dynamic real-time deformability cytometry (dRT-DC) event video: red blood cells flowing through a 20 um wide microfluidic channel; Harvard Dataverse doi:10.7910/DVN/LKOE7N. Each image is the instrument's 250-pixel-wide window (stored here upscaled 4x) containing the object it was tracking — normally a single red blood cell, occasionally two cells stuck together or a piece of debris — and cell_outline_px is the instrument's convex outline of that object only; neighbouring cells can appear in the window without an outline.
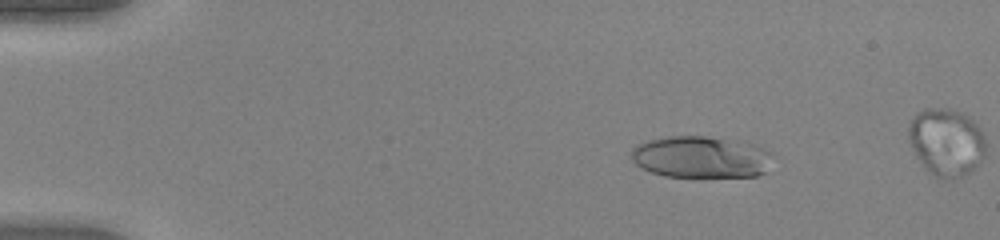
{"species": "human", "species_latin": "Homo sapiens", "temperature_condition": "warm", "stored_images_in_passage": 51, "camera_frame_rate_fps": 3000, "um_per_image_px": 0.085, "donor": {"sex": "female"}, "frame": {"image": 1, "passage_image": 9, "time_ms": 2.667, "image_size_px": [1000, 240], "cell_outline_px": [[772, 156], [764, 172], [756, 176], [664, 176], [640, 168], [632, 160], [632, 148], [636, 144], [648, 140], [668, 136], [704, 136], [752, 144], [764, 148], [772, 152]], "centroid_in_image_um": [59.53, 13.34], "position_along_channel_um": 25.5, "area_um2": 34.1}}
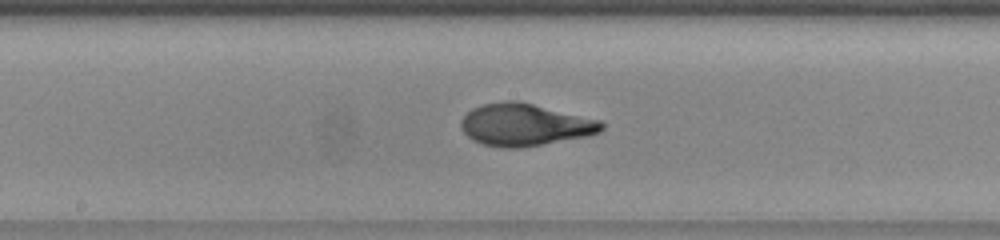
{"frame": {"image": 2, "passage_image": 29, "time_ms": 9.333, "image_size_px": [1000, 240], "cell_outline_px": [[604, 128], [600, 132], [588, 136], [520, 148], [500, 148], [484, 144], [472, 140], [460, 128], [460, 120], [472, 108], [484, 104], [504, 100], [516, 100], [604, 120]], "centroid_in_image_um": [44.63, 10.6], "position_along_channel_um": 203.6, "area_um2": 34.91}}
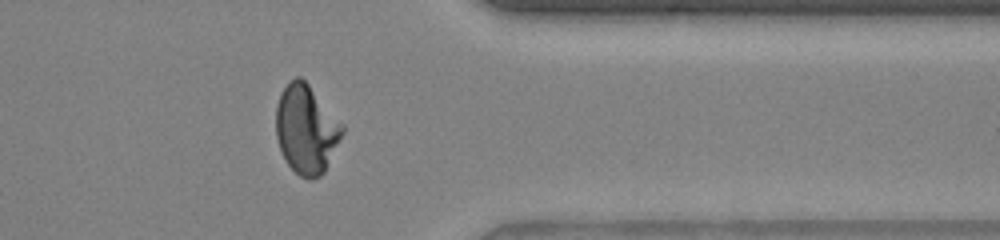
{"frame": {"image": 3, "passage_image": 43, "time_ms": 14.0, "image_size_px": [1000, 240], "cell_outline_px": [[344, 132], [324, 172], [320, 176], [312, 180], [308, 180], [300, 176], [288, 164], [280, 148], [276, 136], [276, 104], [280, 92], [288, 80], [296, 76], [300, 76], [308, 84], [344, 124]], "centroid_in_image_um": [26.03, 10.96], "position_along_channel_um": 385.4, "area_um2": 34.45}}